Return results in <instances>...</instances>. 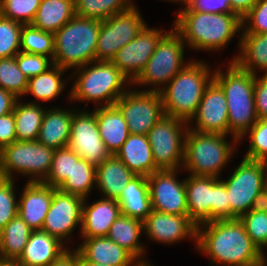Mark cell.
Segmentation results:
<instances>
[{
  "instance_id": "f5cc1de1",
  "label": "cell",
  "mask_w": 267,
  "mask_h": 266,
  "mask_svg": "<svg viewBox=\"0 0 267 266\" xmlns=\"http://www.w3.org/2000/svg\"><path fill=\"white\" fill-rule=\"evenodd\" d=\"M17 100L14 94L0 88V117L13 112Z\"/></svg>"
},
{
  "instance_id": "6da1fadb",
  "label": "cell",
  "mask_w": 267,
  "mask_h": 266,
  "mask_svg": "<svg viewBox=\"0 0 267 266\" xmlns=\"http://www.w3.org/2000/svg\"><path fill=\"white\" fill-rule=\"evenodd\" d=\"M197 226V247L210 255L212 264L249 266L261 261V251L246 233L240 219L213 220Z\"/></svg>"
},
{
  "instance_id": "9f6ffc18",
  "label": "cell",
  "mask_w": 267,
  "mask_h": 266,
  "mask_svg": "<svg viewBox=\"0 0 267 266\" xmlns=\"http://www.w3.org/2000/svg\"><path fill=\"white\" fill-rule=\"evenodd\" d=\"M0 266H22V265L14 260H0Z\"/></svg>"
},
{
  "instance_id": "52a82bcc",
  "label": "cell",
  "mask_w": 267,
  "mask_h": 266,
  "mask_svg": "<svg viewBox=\"0 0 267 266\" xmlns=\"http://www.w3.org/2000/svg\"><path fill=\"white\" fill-rule=\"evenodd\" d=\"M185 167L194 176L218 178L220 169L225 166L234 148L227 143L226 135L201 133L191 128L185 135Z\"/></svg>"
},
{
  "instance_id": "1f68e13d",
  "label": "cell",
  "mask_w": 267,
  "mask_h": 266,
  "mask_svg": "<svg viewBox=\"0 0 267 266\" xmlns=\"http://www.w3.org/2000/svg\"><path fill=\"white\" fill-rule=\"evenodd\" d=\"M143 221L120 214L109 228L107 237L128 251L135 259L144 253L139 243Z\"/></svg>"
},
{
  "instance_id": "d6a6232c",
  "label": "cell",
  "mask_w": 267,
  "mask_h": 266,
  "mask_svg": "<svg viewBox=\"0 0 267 266\" xmlns=\"http://www.w3.org/2000/svg\"><path fill=\"white\" fill-rule=\"evenodd\" d=\"M32 230L17 214L0 231V260L16 261L22 254Z\"/></svg>"
},
{
  "instance_id": "60d3db41",
  "label": "cell",
  "mask_w": 267,
  "mask_h": 266,
  "mask_svg": "<svg viewBox=\"0 0 267 266\" xmlns=\"http://www.w3.org/2000/svg\"><path fill=\"white\" fill-rule=\"evenodd\" d=\"M41 0H0V14L23 25L31 24Z\"/></svg>"
},
{
  "instance_id": "7402d4cb",
  "label": "cell",
  "mask_w": 267,
  "mask_h": 266,
  "mask_svg": "<svg viewBox=\"0 0 267 266\" xmlns=\"http://www.w3.org/2000/svg\"><path fill=\"white\" fill-rule=\"evenodd\" d=\"M85 241L76 249L79 257L88 264L107 266H130L136 259L124 248L108 237L84 238Z\"/></svg>"
},
{
  "instance_id": "d6986e66",
  "label": "cell",
  "mask_w": 267,
  "mask_h": 266,
  "mask_svg": "<svg viewBox=\"0 0 267 266\" xmlns=\"http://www.w3.org/2000/svg\"><path fill=\"white\" fill-rule=\"evenodd\" d=\"M143 229L152 240L169 243L187 236L196 239L197 225L188 215H172L153 210L143 221Z\"/></svg>"
},
{
  "instance_id": "4fadbf2b",
  "label": "cell",
  "mask_w": 267,
  "mask_h": 266,
  "mask_svg": "<svg viewBox=\"0 0 267 266\" xmlns=\"http://www.w3.org/2000/svg\"><path fill=\"white\" fill-rule=\"evenodd\" d=\"M115 105L120 109L131 134L148 135L149 130L165 116L159 91H127Z\"/></svg>"
},
{
  "instance_id": "f1b7e54d",
  "label": "cell",
  "mask_w": 267,
  "mask_h": 266,
  "mask_svg": "<svg viewBox=\"0 0 267 266\" xmlns=\"http://www.w3.org/2000/svg\"><path fill=\"white\" fill-rule=\"evenodd\" d=\"M73 113L59 109L45 111L37 141L54 150L67 147Z\"/></svg>"
},
{
  "instance_id": "9c48e42d",
  "label": "cell",
  "mask_w": 267,
  "mask_h": 266,
  "mask_svg": "<svg viewBox=\"0 0 267 266\" xmlns=\"http://www.w3.org/2000/svg\"><path fill=\"white\" fill-rule=\"evenodd\" d=\"M54 153V149L42 145L37 140H16L0 151L4 176L6 179H12L11 174L14 170L33 177L35 175L36 178L32 177L29 182H42L49 174Z\"/></svg>"
},
{
  "instance_id": "ac0fdd59",
  "label": "cell",
  "mask_w": 267,
  "mask_h": 266,
  "mask_svg": "<svg viewBox=\"0 0 267 266\" xmlns=\"http://www.w3.org/2000/svg\"><path fill=\"white\" fill-rule=\"evenodd\" d=\"M196 127L201 133L229 134L226 96L221 86L213 79L204 91L195 115Z\"/></svg>"
},
{
  "instance_id": "e0dca14e",
  "label": "cell",
  "mask_w": 267,
  "mask_h": 266,
  "mask_svg": "<svg viewBox=\"0 0 267 266\" xmlns=\"http://www.w3.org/2000/svg\"><path fill=\"white\" fill-rule=\"evenodd\" d=\"M84 198L64 193L57 188L53 191V198L42 227L47 232L62 241L72 234L77 224H82Z\"/></svg>"
},
{
  "instance_id": "7a4b0ae2",
  "label": "cell",
  "mask_w": 267,
  "mask_h": 266,
  "mask_svg": "<svg viewBox=\"0 0 267 266\" xmlns=\"http://www.w3.org/2000/svg\"><path fill=\"white\" fill-rule=\"evenodd\" d=\"M243 28L236 13H207L182 9L175 21L174 30L193 49L218 50L224 47Z\"/></svg>"
},
{
  "instance_id": "cb8c5ba5",
  "label": "cell",
  "mask_w": 267,
  "mask_h": 266,
  "mask_svg": "<svg viewBox=\"0 0 267 266\" xmlns=\"http://www.w3.org/2000/svg\"><path fill=\"white\" fill-rule=\"evenodd\" d=\"M120 214V206L115 199L105 197L88 207L83 204L82 237H107L109 228Z\"/></svg>"
},
{
  "instance_id": "f35d334b",
  "label": "cell",
  "mask_w": 267,
  "mask_h": 266,
  "mask_svg": "<svg viewBox=\"0 0 267 266\" xmlns=\"http://www.w3.org/2000/svg\"><path fill=\"white\" fill-rule=\"evenodd\" d=\"M28 78L19 69L15 56L0 58V88L16 97L26 94Z\"/></svg>"
},
{
  "instance_id": "11a10c76",
  "label": "cell",
  "mask_w": 267,
  "mask_h": 266,
  "mask_svg": "<svg viewBox=\"0 0 267 266\" xmlns=\"http://www.w3.org/2000/svg\"><path fill=\"white\" fill-rule=\"evenodd\" d=\"M49 266H79V254L77 251H66Z\"/></svg>"
},
{
  "instance_id": "ffe728a7",
  "label": "cell",
  "mask_w": 267,
  "mask_h": 266,
  "mask_svg": "<svg viewBox=\"0 0 267 266\" xmlns=\"http://www.w3.org/2000/svg\"><path fill=\"white\" fill-rule=\"evenodd\" d=\"M56 188L42 182L27 183L18 201L17 214L32 231L42 230Z\"/></svg>"
},
{
  "instance_id": "4316f807",
  "label": "cell",
  "mask_w": 267,
  "mask_h": 266,
  "mask_svg": "<svg viewBox=\"0 0 267 266\" xmlns=\"http://www.w3.org/2000/svg\"><path fill=\"white\" fill-rule=\"evenodd\" d=\"M117 201L122 215L144 221L152 211L147 177L135 175Z\"/></svg>"
},
{
  "instance_id": "e575fe53",
  "label": "cell",
  "mask_w": 267,
  "mask_h": 266,
  "mask_svg": "<svg viewBox=\"0 0 267 266\" xmlns=\"http://www.w3.org/2000/svg\"><path fill=\"white\" fill-rule=\"evenodd\" d=\"M45 111L36 103L23 105L18 101L16 102L13 114L18 141H35L38 139Z\"/></svg>"
},
{
  "instance_id": "277c9868",
  "label": "cell",
  "mask_w": 267,
  "mask_h": 266,
  "mask_svg": "<svg viewBox=\"0 0 267 266\" xmlns=\"http://www.w3.org/2000/svg\"><path fill=\"white\" fill-rule=\"evenodd\" d=\"M209 73L207 65L192 61L169 81L170 85L146 91H159L165 115L188 122L195 115L205 89L214 79Z\"/></svg>"
},
{
  "instance_id": "816d5d0a",
  "label": "cell",
  "mask_w": 267,
  "mask_h": 266,
  "mask_svg": "<svg viewBox=\"0 0 267 266\" xmlns=\"http://www.w3.org/2000/svg\"><path fill=\"white\" fill-rule=\"evenodd\" d=\"M17 140L13 112L0 117V151Z\"/></svg>"
},
{
  "instance_id": "f6af8a7d",
  "label": "cell",
  "mask_w": 267,
  "mask_h": 266,
  "mask_svg": "<svg viewBox=\"0 0 267 266\" xmlns=\"http://www.w3.org/2000/svg\"><path fill=\"white\" fill-rule=\"evenodd\" d=\"M13 185V179H6L0 184V231L17 215L18 202Z\"/></svg>"
},
{
  "instance_id": "f546056e",
  "label": "cell",
  "mask_w": 267,
  "mask_h": 266,
  "mask_svg": "<svg viewBox=\"0 0 267 266\" xmlns=\"http://www.w3.org/2000/svg\"><path fill=\"white\" fill-rule=\"evenodd\" d=\"M75 16L74 0H41L34 27L55 33Z\"/></svg>"
},
{
  "instance_id": "484cf974",
  "label": "cell",
  "mask_w": 267,
  "mask_h": 266,
  "mask_svg": "<svg viewBox=\"0 0 267 266\" xmlns=\"http://www.w3.org/2000/svg\"><path fill=\"white\" fill-rule=\"evenodd\" d=\"M100 136L111 154H115L130 135L128 124L116 105L101 106L96 110Z\"/></svg>"
},
{
  "instance_id": "d590c367",
  "label": "cell",
  "mask_w": 267,
  "mask_h": 266,
  "mask_svg": "<svg viewBox=\"0 0 267 266\" xmlns=\"http://www.w3.org/2000/svg\"><path fill=\"white\" fill-rule=\"evenodd\" d=\"M52 69L28 79L27 93H32L38 100L48 101L57 97L64 88L61 74L66 69L55 64Z\"/></svg>"
},
{
  "instance_id": "83f0119b",
  "label": "cell",
  "mask_w": 267,
  "mask_h": 266,
  "mask_svg": "<svg viewBox=\"0 0 267 266\" xmlns=\"http://www.w3.org/2000/svg\"><path fill=\"white\" fill-rule=\"evenodd\" d=\"M134 176L115 154L96 166V185L106 198L117 200Z\"/></svg>"
},
{
  "instance_id": "db71d44e",
  "label": "cell",
  "mask_w": 267,
  "mask_h": 266,
  "mask_svg": "<svg viewBox=\"0 0 267 266\" xmlns=\"http://www.w3.org/2000/svg\"><path fill=\"white\" fill-rule=\"evenodd\" d=\"M259 0H229L233 13H236L241 19L251 10Z\"/></svg>"
},
{
  "instance_id": "b9f144b4",
  "label": "cell",
  "mask_w": 267,
  "mask_h": 266,
  "mask_svg": "<svg viewBox=\"0 0 267 266\" xmlns=\"http://www.w3.org/2000/svg\"><path fill=\"white\" fill-rule=\"evenodd\" d=\"M73 170V151L68 146L56 149L48 176L42 183L58 188Z\"/></svg>"
},
{
  "instance_id": "bcb514c9",
  "label": "cell",
  "mask_w": 267,
  "mask_h": 266,
  "mask_svg": "<svg viewBox=\"0 0 267 266\" xmlns=\"http://www.w3.org/2000/svg\"><path fill=\"white\" fill-rule=\"evenodd\" d=\"M15 59L19 69L28 79L45 72L51 65H53V63H50V59L46 56L21 51L15 55Z\"/></svg>"
},
{
  "instance_id": "f907efd6",
  "label": "cell",
  "mask_w": 267,
  "mask_h": 266,
  "mask_svg": "<svg viewBox=\"0 0 267 266\" xmlns=\"http://www.w3.org/2000/svg\"><path fill=\"white\" fill-rule=\"evenodd\" d=\"M254 100L258 119H267V74L255 78Z\"/></svg>"
},
{
  "instance_id": "6f0895ef",
  "label": "cell",
  "mask_w": 267,
  "mask_h": 266,
  "mask_svg": "<svg viewBox=\"0 0 267 266\" xmlns=\"http://www.w3.org/2000/svg\"><path fill=\"white\" fill-rule=\"evenodd\" d=\"M265 260H266V258L264 256V252L261 251V261L255 263L253 265H249V266H266V261Z\"/></svg>"
},
{
  "instance_id": "5b68a950",
  "label": "cell",
  "mask_w": 267,
  "mask_h": 266,
  "mask_svg": "<svg viewBox=\"0 0 267 266\" xmlns=\"http://www.w3.org/2000/svg\"><path fill=\"white\" fill-rule=\"evenodd\" d=\"M100 25L101 20L75 15L54 33V57L51 63L66 70L95 63Z\"/></svg>"
},
{
  "instance_id": "681fc988",
  "label": "cell",
  "mask_w": 267,
  "mask_h": 266,
  "mask_svg": "<svg viewBox=\"0 0 267 266\" xmlns=\"http://www.w3.org/2000/svg\"><path fill=\"white\" fill-rule=\"evenodd\" d=\"M186 5L198 12L233 13L229 0H188Z\"/></svg>"
},
{
  "instance_id": "91938a15",
  "label": "cell",
  "mask_w": 267,
  "mask_h": 266,
  "mask_svg": "<svg viewBox=\"0 0 267 266\" xmlns=\"http://www.w3.org/2000/svg\"><path fill=\"white\" fill-rule=\"evenodd\" d=\"M6 180L4 173H3V168L0 162V184Z\"/></svg>"
},
{
  "instance_id": "7dc6e473",
  "label": "cell",
  "mask_w": 267,
  "mask_h": 266,
  "mask_svg": "<svg viewBox=\"0 0 267 266\" xmlns=\"http://www.w3.org/2000/svg\"><path fill=\"white\" fill-rule=\"evenodd\" d=\"M249 21L244 33L265 34L267 33V0H259L251 10L242 18V25Z\"/></svg>"
},
{
  "instance_id": "603a6c76",
  "label": "cell",
  "mask_w": 267,
  "mask_h": 266,
  "mask_svg": "<svg viewBox=\"0 0 267 266\" xmlns=\"http://www.w3.org/2000/svg\"><path fill=\"white\" fill-rule=\"evenodd\" d=\"M63 242L43 230L32 231L20 257L22 266H49L67 250Z\"/></svg>"
},
{
  "instance_id": "ba28073f",
  "label": "cell",
  "mask_w": 267,
  "mask_h": 266,
  "mask_svg": "<svg viewBox=\"0 0 267 266\" xmlns=\"http://www.w3.org/2000/svg\"><path fill=\"white\" fill-rule=\"evenodd\" d=\"M96 64L91 68H88L89 64L77 68L79 77L69 98L85 101L105 100V106L115 105L118 98L126 92L122 90V86L126 80L129 82V79L110 61H96Z\"/></svg>"
},
{
  "instance_id": "30bf717a",
  "label": "cell",
  "mask_w": 267,
  "mask_h": 266,
  "mask_svg": "<svg viewBox=\"0 0 267 266\" xmlns=\"http://www.w3.org/2000/svg\"><path fill=\"white\" fill-rule=\"evenodd\" d=\"M187 123L181 119L165 115L149 130L147 136L155 165L159 170H177L179 165L184 162L186 137L184 135L187 134L189 128ZM183 125L188 126L184 128L186 131L182 129ZM182 137L183 140H181Z\"/></svg>"
},
{
  "instance_id": "4dcf8cb0",
  "label": "cell",
  "mask_w": 267,
  "mask_h": 266,
  "mask_svg": "<svg viewBox=\"0 0 267 266\" xmlns=\"http://www.w3.org/2000/svg\"><path fill=\"white\" fill-rule=\"evenodd\" d=\"M240 41L241 56L234 57L232 61L253 75H257L256 67L263 69L267 74V33H243Z\"/></svg>"
},
{
  "instance_id": "2e32d148",
  "label": "cell",
  "mask_w": 267,
  "mask_h": 266,
  "mask_svg": "<svg viewBox=\"0 0 267 266\" xmlns=\"http://www.w3.org/2000/svg\"><path fill=\"white\" fill-rule=\"evenodd\" d=\"M163 31L143 27L138 35L127 45L119 49L111 62L132 83L145 68L155 51L157 43L165 35Z\"/></svg>"
},
{
  "instance_id": "94428289",
  "label": "cell",
  "mask_w": 267,
  "mask_h": 266,
  "mask_svg": "<svg viewBox=\"0 0 267 266\" xmlns=\"http://www.w3.org/2000/svg\"><path fill=\"white\" fill-rule=\"evenodd\" d=\"M130 266H132V264ZM133 266H150V265L147 262L140 261Z\"/></svg>"
},
{
  "instance_id": "d4e9b609",
  "label": "cell",
  "mask_w": 267,
  "mask_h": 266,
  "mask_svg": "<svg viewBox=\"0 0 267 266\" xmlns=\"http://www.w3.org/2000/svg\"><path fill=\"white\" fill-rule=\"evenodd\" d=\"M115 155L135 175L148 177L159 170L147 135L131 134Z\"/></svg>"
},
{
  "instance_id": "7c38bea8",
  "label": "cell",
  "mask_w": 267,
  "mask_h": 266,
  "mask_svg": "<svg viewBox=\"0 0 267 266\" xmlns=\"http://www.w3.org/2000/svg\"><path fill=\"white\" fill-rule=\"evenodd\" d=\"M145 25L135 5L101 21L96 61L111 62L119 49L130 43Z\"/></svg>"
},
{
  "instance_id": "8992f818",
  "label": "cell",
  "mask_w": 267,
  "mask_h": 266,
  "mask_svg": "<svg viewBox=\"0 0 267 266\" xmlns=\"http://www.w3.org/2000/svg\"><path fill=\"white\" fill-rule=\"evenodd\" d=\"M267 162L243 158L224 184L228 192L231 219H239L251 209L262 206L267 190Z\"/></svg>"
},
{
  "instance_id": "7bdbcfd3",
  "label": "cell",
  "mask_w": 267,
  "mask_h": 266,
  "mask_svg": "<svg viewBox=\"0 0 267 266\" xmlns=\"http://www.w3.org/2000/svg\"><path fill=\"white\" fill-rule=\"evenodd\" d=\"M23 24L0 14V58L13 57L20 52Z\"/></svg>"
},
{
  "instance_id": "8fae6325",
  "label": "cell",
  "mask_w": 267,
  "mask_h": 266,
  "mask_svg": "<svg viewBox=\"0 0 267 266\" xmlns=\"http://www.w3.org/2000/svg\"><path fill=\"white\" fill-rule=\"evenodd\" d=\"M173 29L166 32L157 43L156 48L145 68L132 82L137 84H166L183 68L185 43Z\"/></svg>"
},
{
  "instance_id": "ee69618b",
  "label": "cell",
  "mask_w": 267,
  "mask_h": 266,
  "mask_svg": "<svg viewBox=\"0 0 267 266\" xmlns=\"http://www.w3.org/2000/svg\"><path fill=\"white\" fill-rule=\"evenodd\" d=\"M248 131L251 143L244 158L267 162V119H258Z\"/></svg>"
},
{
  "instance_id": "3957f363",
  "label": "cell",
  "mask_w": 267,
  "mask_h": 266,
  "mask_svg": "<svg viewBox=\"0 0 267 266\" xmlns=\"http://www.w3.org/2000/svg\"><path fill=\"white\" fill-rule=\"evenodd\" d=\"M226 73L224 75L217 70L213 78L225 93L229 132L234 134L237 142L258 121L254 100L256 75L241 69L234 62H231Z\"/></svg>"
},
{
  "instance_id": "8d00e7d4",
  "label": "cell",
  "mask_w": 267,
  "mask_h": 266,
  "mask_svg": "<svg viewBox=\"0 0 267 266\" xmlns=\"http://www.w3.org/2000/svg\"><path fill=\"white\" fill-rule=\"evenodd\" d=\"M74 5L75 15L101 21L134 6L130 0H74Z\"/></svg>"
},
{
  "instance_id": "5bb4252c",
  "label": "cell",
  "mask_w": 267,
  "mask_h": 266,
  "mask_svg": "<svg viewBox=\"0 0 267 266\" xmlns=\"http://www.w3.org/2000/svg\"><path fill=\"white\" fill-rule=\"evenodd\" d=\"M68 147L95 166L112 154L105 146L96 120V112L73 113Z\"/></svg>"
},
{
  "instance_id": "44dd1931",
  "label": "cell",
  "mask_w": 267,
  "mask_h": 266,
  "mask_svg": "<svg viewBox=\"0 0 267 266\" xmlns=\"http://www.w3.org/2000/svg\"><path fill=\"white\" fill-rule=\"evenodd\" d=\"M219 178L194 176L185 179L189 218L198 226L213 221V186Z\"/></svg>"
},
{
  "instance_id": "ab89813d",
  "label": "cell",
  "mask_w": 267,
  "mask_h": 266,
  "mask_svg": "<svg viewBox=\"0 0 267 266\" xmlns=\"http://www.w3.org/2000/svg\"><path fill=\"white\" fill-rule=\"evenodd\" d=\"M239 219L252 242L262 251L267 246V209L264 205L253 208Z\"/></svg>"
},
{
  "instance_id": "6125c7cd",
  "label": "cell",
  "mask_w": 267,
  "mask_h": 266,
  "mask_svg": "<svg viewBox=\"0 0 267 266\" xmlns=\"http://www.w3.org/2000/svg\"><path fill=\"white\" fill-rule=\"evenodd\" d=\"M264 207L267 209V190L264 196V202H263Z\"/></svg>"
},
{
  "instance_id": "74e56055",
  "label": "cell",
  "mask_w": 267,
  "mask_h": 266,
  "mask_svg": "<svg viewBox=\"0 0 267 266\" xmlns=\"http://www.w3.org/2000/svg\"><path fill=\"white\" fill-rule=\"evenodd\" d=\"M21 52L54 57V34L34 27L23 25L21 29Z\"/></svg>"
},
{
  "instance_id": "be15d7a7",
  "label": "cell",
  "mask_w": 267,
  "mask_h": 266,
  "mask_svg": "<svg viewBox=\"0 0 267 266\" xmlns=\"http://www.w3.org/2000/svg\"><path fill=\"white\" fill-rule=\"evenodd\" d=\"M168 1H169V0H168ZM172 1H178V2L181 1V2H183V3H185V4H187V1H188V0H172Z\"/></svg>"
},
{
  "instance_id": "836d02e7",
  "label": "cell",
  "mask_w": 267,
  "mask_h": 266,
  "mask_svg": "<svg viewBox=\"0 0 267 266\" xmlns=\"http://www.w3.org/2000/svg\"><path fill=\"white\" fill-rule=\"evenodd\" d=\"M94 183L96 184V166L73 152L72 174L57 189L86 199Z\"/></svg>"
},
{
  "instance_id": "c3c4849f",
  "label": "cell",
  "mask_w": 267,
  "mask_h": 266,
  "mask_svg": "<svg viewBox=\"0 0 267 266\" xmlns=\"http://www.w3.org/2000/svg\"><path fill=\"white\" fill-rule=\"evenodd\" d=\"M231 219V209L228 203V192L223 181L213 186V220Z\"/></svg>"
},
{
  "instance_id": "680465c9",
  "label": "cell",
  "mask_w": 267,
  "mask_h": 266,
  "mask_svg": "<svg viewBox=\"0 0 267 266\" xmlns=\"http://www.w3.org/2000/svg\"><path fill=\"white\" fill-rule=\"evenodd\" d=\"M79 266H107V265H103L101 264H88L86 262H84L80 257H79Z\"/></svg>"
},
{
  "instance_id": "9a60e30c",
  "label": "cell",
  "mask_w": 267,
  "mask_h": 266,
  "mask_svg": "<svg viewBox=\"0 0 267 266\" xmlns=\"http://www.w3.org/2000/svg\"><path fill=\"white\" fill-rule=\"evenodd\" d=\"M176 169L157 170L147 177L152 209L172 215H188L185 181L176 180Z\"/></svg>"
}]
</instances>
